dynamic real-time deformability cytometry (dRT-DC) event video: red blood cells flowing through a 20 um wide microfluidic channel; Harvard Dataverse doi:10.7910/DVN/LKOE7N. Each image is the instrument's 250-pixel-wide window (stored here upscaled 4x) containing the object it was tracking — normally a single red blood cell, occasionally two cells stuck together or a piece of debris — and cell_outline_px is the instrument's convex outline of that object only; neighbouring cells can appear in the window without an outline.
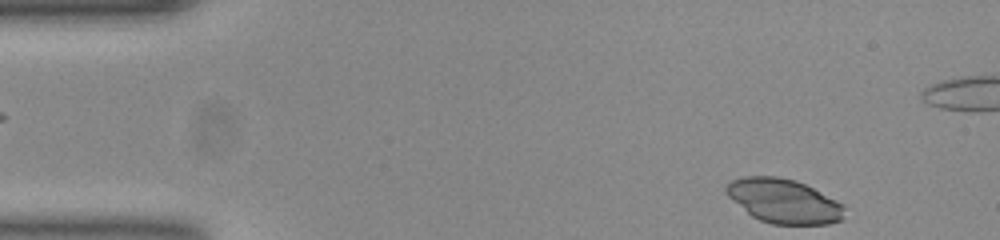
{"species": "common noctule bat (a hibernating species)", "species_latin": "Nyctalus noctula", "temperature_condition": "room temperature", "stored_images_in_passage": 49, "camera_frame_rate_fps": 3000, "um_per_image_px": 0.085, "animal": {"sex": "female", "body_mass_g": 23.0, "forearm_length_mm": 53.4}, "frame": {"image": 1, "passage_image": 1, "time_ms": 0.0, "image_size_px": [1000, 240], "cell_outline_px": [[844, 208], [840, 220], [828, 224], [772, 224], [760, 220], [752, 216], [728, 196], [724, 192], [724, 188], [732, 180], [744, 176], [776, 176], [796, 180], [844, 204]], "centroid_in_image_um": [66.59, 17.08], "position_along_channel_um": 18.4, "area_um2": 30.17}}